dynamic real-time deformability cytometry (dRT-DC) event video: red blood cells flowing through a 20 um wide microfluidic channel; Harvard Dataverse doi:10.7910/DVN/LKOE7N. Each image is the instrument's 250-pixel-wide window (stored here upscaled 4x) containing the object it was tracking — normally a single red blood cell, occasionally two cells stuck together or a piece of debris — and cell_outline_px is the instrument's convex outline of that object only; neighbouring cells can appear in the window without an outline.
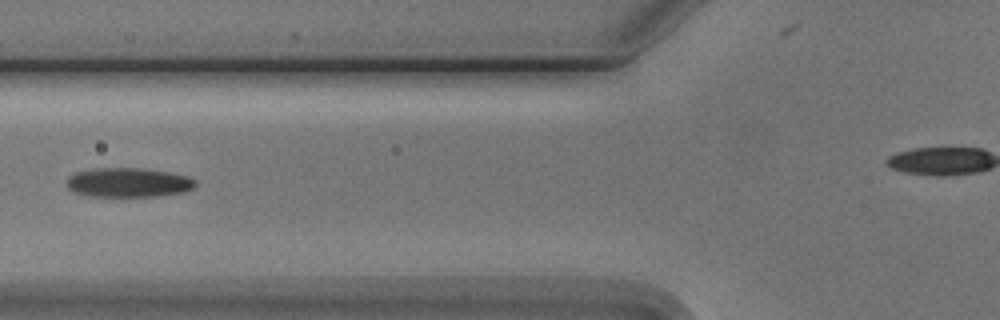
{"species": "Egyptian fruit bat (a non-hibernating species)", "species_latin": "Rousettus aegyptiacus", "temperature_condition": "cold", "stored_images_in_passage": 5, "camera_frame_rate_fps": 3000, "um_per_image_px": 0.085, "animal": {"sex": "male"}, "frame": {"image": 1, "passage_image": 4, "time_ms": 3.333, "image_size_px": [1000, 320], "cell_outline_px": [[196, 188], [184, 192], [160, 196], [88, 196], [72, 192], [68, 188], [68, 176], [76, 172], [96, 168], [144, 168], [168, 172], [188, 176], [196, 180]], "centroid_in_image_um": [10.94, 15.51], "position_along_channel_um": 114.9, "area_um2": 22.2}}
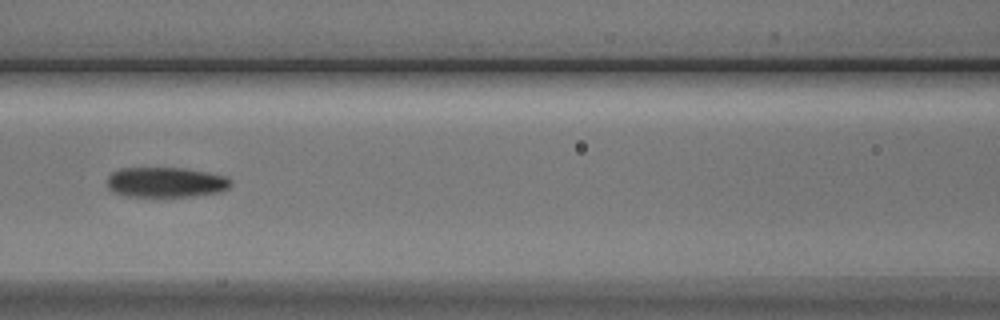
{"frame": {"image": 2, "passage_image": 5, "time_ms": 4.333, "image_size_px": [1000, 320], "cell_outline_px": [[232, 184], [228, 188], [220, 192], [192, 196], [128, 196], [112, 192], [108, 188], [108, 176], [112, 172], [120, 168], [184, 168], [208, 172], [228, 176], [232, 180]], "centroid_in_image_um": [14.12, 15.48], "position_along_channel_um": 152.5, "area_um2": 21.85}}